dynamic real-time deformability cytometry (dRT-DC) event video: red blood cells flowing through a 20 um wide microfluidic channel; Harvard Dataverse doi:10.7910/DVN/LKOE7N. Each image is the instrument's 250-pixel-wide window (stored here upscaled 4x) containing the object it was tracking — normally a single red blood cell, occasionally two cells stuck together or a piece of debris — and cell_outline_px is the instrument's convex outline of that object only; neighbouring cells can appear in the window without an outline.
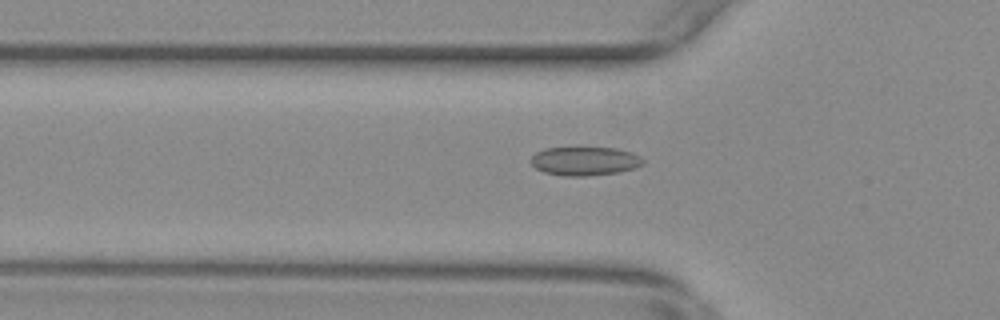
{"species": "common noctule bat (a hibernating species)", "species_latin": "Nyctalus noctula", "temperature_condition": "warm", "stored_images_in_passage": 50, "camera_frame_rate_fps": 3000, "um_per_image_px": 0.085, "animal": {"sex": "female", "body_mass_g": 29.2, "forearm_length_mm": 56.3}, "frame": {"image": 1, "passage_image": 18, "time_ms": 5.667, "image_size_px": [1000, 320], "cell_outline_px": [[644, 164], [636, 168], [620, 172], [588, 176], [560, 176], [544, 172], [536, 168], [532, 164], [532, 156], [536, 152], [544, 148], [616, 148], [632, 152], [640, 156], [644, 160]], "centroid_in_image_um": [49.74, 13.7], "position_along_channel_um": 76.1, "area_um2": 18.9}}
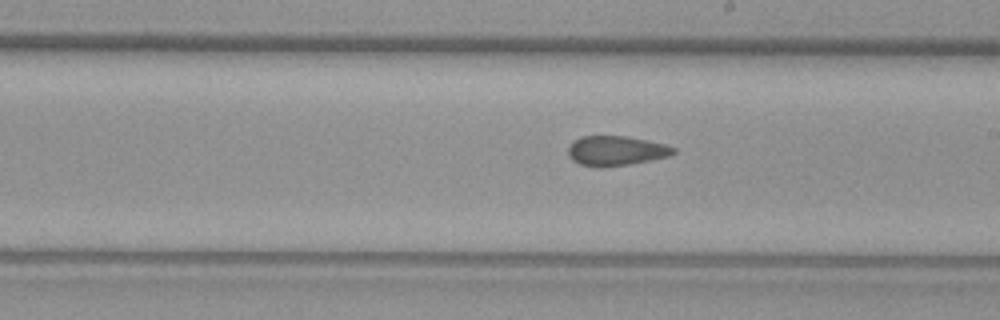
{"frame": {"image": 2, "passage_image": 31, "time_ms": 10.0, "image_size_px": [1000, 320], "cell_outline_px": [[676, 152], [668, 156], [628, 164], [604, 168], [596, 168], [580, 164], [572, 160], [568, 156], [568, 148], [572, 140], [580, 136], [624, 136], [648, 140], [664, 144], [676, 148]], "centroid_in_image_um": [52.3, 12.82], "position_along_channel_um": 236.7, "area_um2": 18.38}}
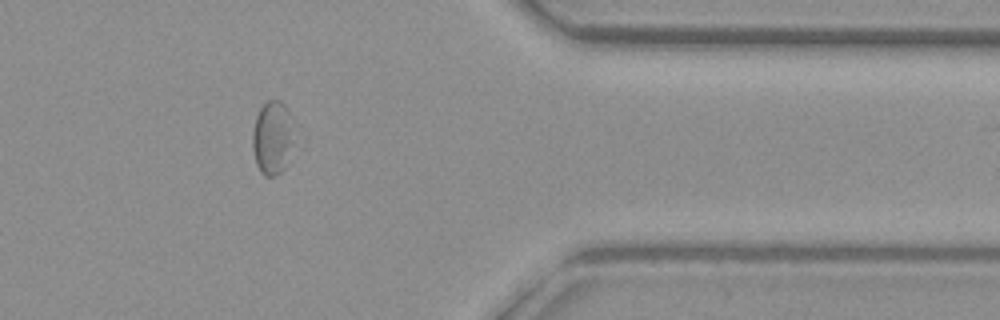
{"frame": {"image": 3, "passage_image": 45, "time_ms": 14.667, "image_size_px": [1000, 320], "cell_outline_px": [[308, 136], [284, 168], [276, 176], [264, 176], [260, 172], [256, 164], [252, 148], [252, 132], [256, 116], [260, 108], [268, 100], [280, 100], [288, 108]], "centroid_in_image_um": [23.42, 11.7], "position_along_channel_um": 388.0, "area_um2": 20.81}, "authors_computed_cell_mechanics": {"area_um2": 19.1607, "velocity_mm_per_s": 3.6863, "shape_relaxation_time_tau1_ms": null, "shape_relaxation_time_tau2_ms": 2.1253, "deformation_change_tau1": null, "deformation_change_tau2": 0.0692}}